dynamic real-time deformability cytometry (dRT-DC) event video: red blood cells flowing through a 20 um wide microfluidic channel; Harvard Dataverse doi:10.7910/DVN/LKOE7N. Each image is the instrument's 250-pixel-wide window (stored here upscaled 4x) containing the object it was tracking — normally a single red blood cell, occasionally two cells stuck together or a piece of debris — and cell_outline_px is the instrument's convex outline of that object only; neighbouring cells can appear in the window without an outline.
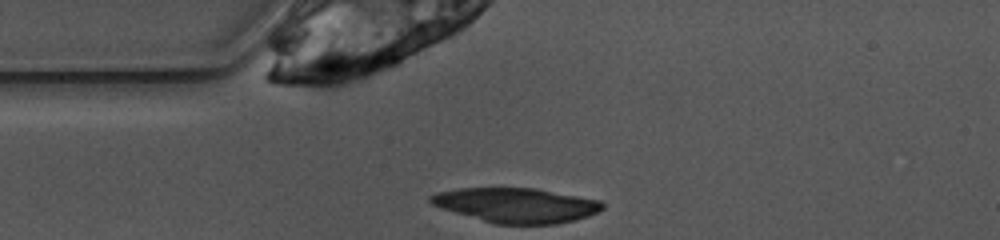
{"species": "common noctule bat (a hibernating species)", "species_latin": "Nyctalus noctula", "temperature_condition": "warm", "stored_images_in_passage": 41, "camera_frame_rate_fps": 3000, "um_per_image_px": 0.085, "animal": {"sex": "female", "body_mass_g": 10.0, "forearm_length_mm": 53.1}, "frame": {"image": 1, "passage_image": 2, "time_ms": 0.333, "image_size_px": [1000, 240], "cell_outline_px": [[604, 208], [588, 216], [576, 220], [556, 224], [496, 224], [440, 208], [432, 204], [428, 200], [428, 196], [436, 192], [460, 188], [536, 188], [600, 200], [604, 204]], "centroid_in_image_um": [43.88, 17.44], "position_along_channel_um": 41.1, "area_um2": 34.8}}
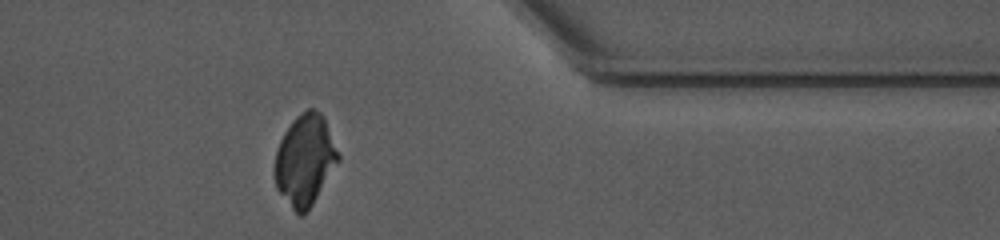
{"frame": {"image": 2, "passage_image": 31, "time_ms": 10.0, "image_size_px": [1000, 240], "cell_outline_px": [[340, 160], [312, 204], [300, 216], [292, 208], [276, 188], [272, 172], [276, 152], [280, 140], [284, 132], [292, 120], [300, 112], [308, 108], [316, 108], [324, 116], [340, 156]], "centroid_in_image_um": [25.9, 13.56], "position_along_channel_um": 385.5, "area_um2": 33.76}}
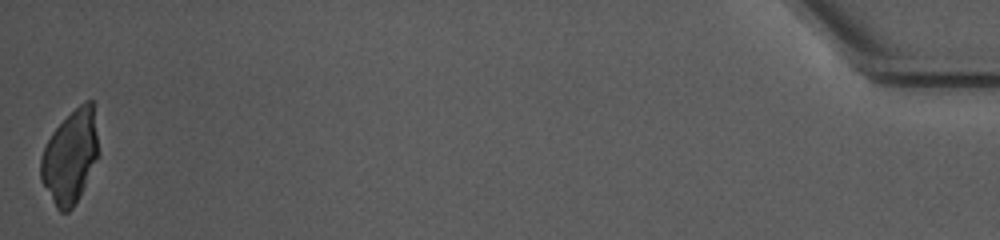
{"frame": {"image": 3, "passage_image": 41, "time_ms": 13.333, "image_size_px": [1000, 240], "cell_outline_px": [[100, 152], [80, 196], [72, 208], [68, 212], [60, 212], [56, 208], [40, 180], [40, 156], [52, 132], [84, 100], [92, 100]], "centroid_in_image_um": [5.97, 13.35], "position_along_channel_um": 429.2, "area_um2": 31.27}}